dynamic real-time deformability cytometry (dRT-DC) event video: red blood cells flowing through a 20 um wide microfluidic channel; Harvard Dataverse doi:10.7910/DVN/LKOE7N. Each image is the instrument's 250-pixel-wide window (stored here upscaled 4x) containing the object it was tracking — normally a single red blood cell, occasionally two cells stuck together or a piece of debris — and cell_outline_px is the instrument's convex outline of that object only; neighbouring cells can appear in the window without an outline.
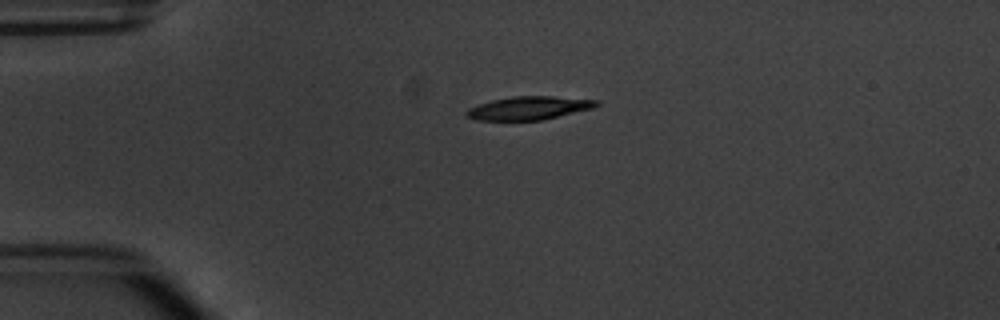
{"species": "common noctule bat (a hibernating species)", "species_latin": "Nyctalus noctula", "temperature_condition": "warm", "stored_images_in_passage": 2, "camera_frame_rate_fps": 3000, "um_per_image_px": 0.085, "animal": {"sex": "male", "body_mass_g": 20.1, "forearm_length_mm": 53.5}, "frame": {"image": 1, "passage_image": 1, "time_ms": 0.0, "image_size_px": [1000, 320], "cell_outline_px": [[600, 104], [592, 108], [544, 120], [476, 120], [464, 116], [464, 112], [468, 108], [492, 100], [512, 96], [552, 96], [600, 100]], "centroid_in_image_um": [44.95, 9.18], "position_along_channel_um": 40.1, "area_um2": 17.74}}